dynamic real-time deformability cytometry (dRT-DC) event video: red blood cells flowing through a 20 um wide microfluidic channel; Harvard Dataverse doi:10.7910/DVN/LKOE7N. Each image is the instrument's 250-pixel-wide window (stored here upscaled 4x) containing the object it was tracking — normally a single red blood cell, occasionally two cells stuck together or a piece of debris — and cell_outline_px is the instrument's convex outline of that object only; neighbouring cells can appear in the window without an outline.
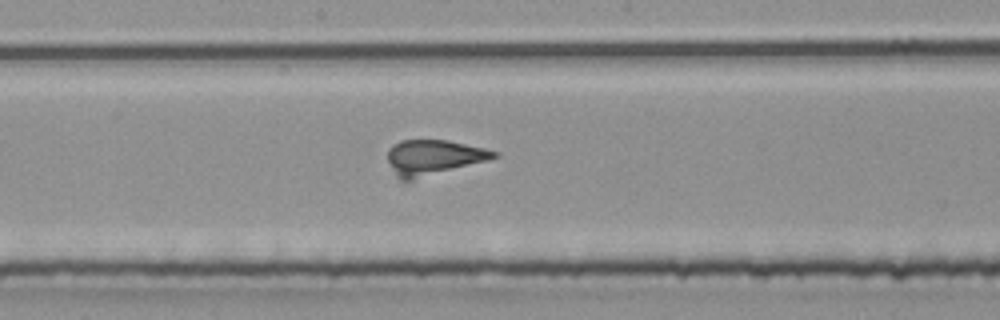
{"species": "common noctule bat (a hibernating species)", "species_latin": "Nyctalus noctula", "temperature_condition": "room temperature", "stored_images_in_passage": 61, "camera_frame_rate_fps": 3000, "um_per_image_px": 0.085, "animal": {"sex": "male", "body_mass_g": 20.4}, "frame": {"image": 1, "passage_image": 32, "time_ms": 10.333, "image_size_px": [1000, 320], "cell_outline_px": [[500, 156], [488, 160], [412, 180], [400, 180], [396, 176], [388, 160], [388, 148], [392, 144], [400, 140], [448, 140], [484, 148], [500, 152]], "centroid_in_image_um": [36.84, 13.36], "position_along_channel_um": 211.4, "area_um2": 21.73}}
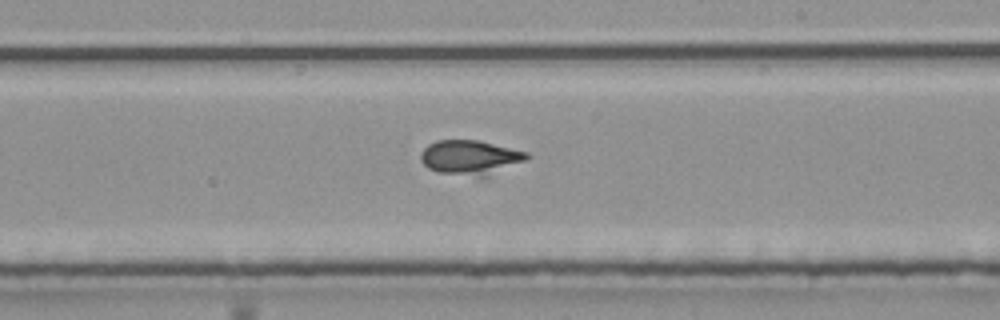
{"frame": {"image": 2, "passage_image": 35, "time_ms": 11.333, "image_size_px": [1000, 320], "cell_outline_px": [[532, 156], [524, 160], [488, 176], [480, 176], [440, 172], [428, 168], [420, 160], [420, 152], [428, 144], [436, 140], [476, 140], [528, 152]], "centroid_in_image_um": [39.94, 13.36], "position_along_channel_um": 249.1, "area_um2": 20.98}}